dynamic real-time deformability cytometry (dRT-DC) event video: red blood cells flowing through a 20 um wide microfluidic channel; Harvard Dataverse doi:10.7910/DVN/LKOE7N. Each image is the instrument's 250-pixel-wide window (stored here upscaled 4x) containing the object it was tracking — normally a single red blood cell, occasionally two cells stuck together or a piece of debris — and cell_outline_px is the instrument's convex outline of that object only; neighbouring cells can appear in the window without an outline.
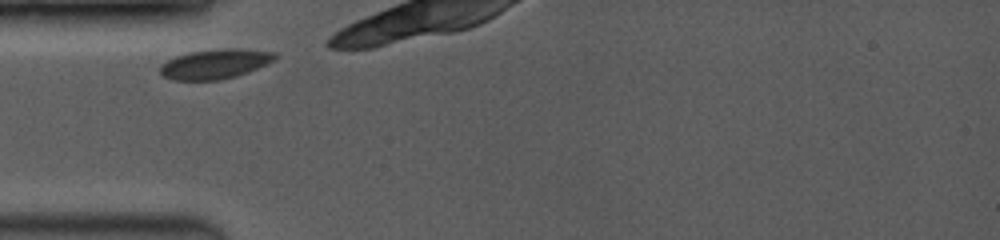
{"species": "common noctule bat (a hibernating species)", "species_latin": "Nyctalus noctula", "temperature_condition": "room temperature", "stored_images_in_passage": 6, "camera_frame_rate_fps": 3500, "um_per_image_px": 0.085, "animal": {"sex": "female", "body_mass_g": 19.0, "forearm_length_mm": 53.3}, "frame": {"image": 1, "passage_image": 1, "time_ms": 0.0, "image_size_px": [1000, 240], "cell_outline_px": [[280, 56], [276, 60], [268, 64], [248, 72], [236, 76], [220, 80], [172, 80], [164, 76], [160, 72], [160, 64], [176, 56], [188, 52], [224, 48], [240, 48], [276, 52]], "centroid_in_image_um": [18.34, 5.42], "position_along_channel_um": 66.7, "area_um2": 20.17}}
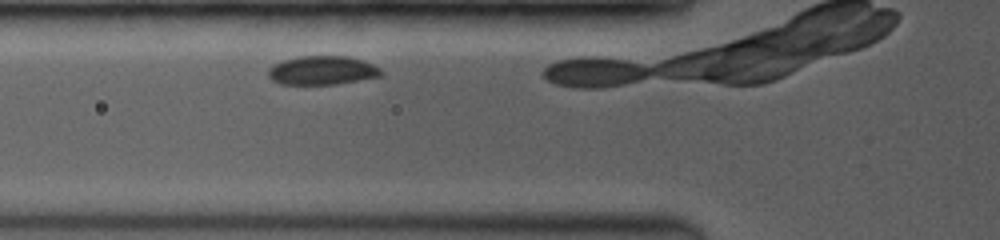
{"frame": {"image": 2, "passage_image": 4, "time_ms": 0.857, "image_size_px": [1000, 240], "cell_outline_px": [[384, 72], [380, 76], [336, 84], [280, 84], [272, 80], [268, 76], [268, 68], [284, 60], [296, 56], [348, 56], [364, 60], [380, 68]], "centroid_in_image_um": [27.39, 5.97], "position_along_channel_um": 98.4, "area_um2": 18.96}}